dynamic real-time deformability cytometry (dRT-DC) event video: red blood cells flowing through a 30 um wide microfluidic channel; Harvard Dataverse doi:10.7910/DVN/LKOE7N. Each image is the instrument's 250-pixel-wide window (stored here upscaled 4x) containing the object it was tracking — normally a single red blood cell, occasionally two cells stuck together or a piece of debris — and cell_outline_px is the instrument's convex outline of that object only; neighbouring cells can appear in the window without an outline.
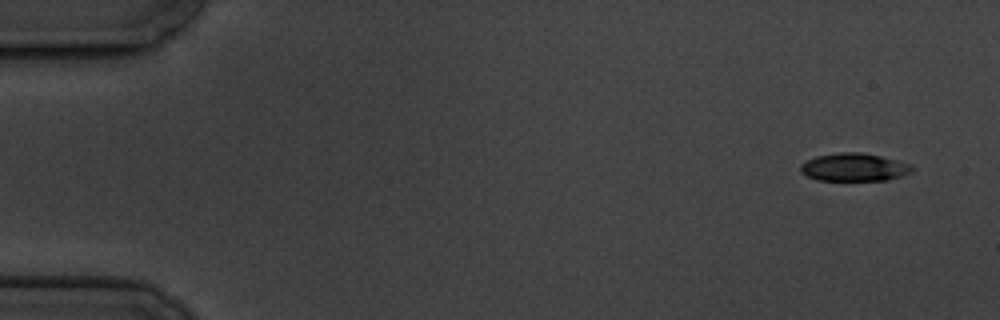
{"species": "common noctule bat (a hibernating species)", "species_latin": "Nyctalus noctula", "temperature_condition": "cold", "stored_images_in_passage": 6, "segment_of_instrument_passage": [1, 2], "camera_frame_rate_fps": 3000, "um_per_image_px": 0.085, "animal": {"sex": "male", "body_mass_g": 19.5, "forearm_length_mm": 54.6}, "frame": {"image": 1, "passage_image": 1, "time_ms": 0.0, "image_size_px": [1000, 320], "cell_outline_px": [[912, 172], [888, 180], [816, 180], [800, 172], [800, 164], [816, 156], [840, 152], [860, 152], [880, 156], [912, 164]], "centroid_in_image_um": [72.59, 14.21], "position_along_channel_um": 12.4, "area_um2": 18.09}}